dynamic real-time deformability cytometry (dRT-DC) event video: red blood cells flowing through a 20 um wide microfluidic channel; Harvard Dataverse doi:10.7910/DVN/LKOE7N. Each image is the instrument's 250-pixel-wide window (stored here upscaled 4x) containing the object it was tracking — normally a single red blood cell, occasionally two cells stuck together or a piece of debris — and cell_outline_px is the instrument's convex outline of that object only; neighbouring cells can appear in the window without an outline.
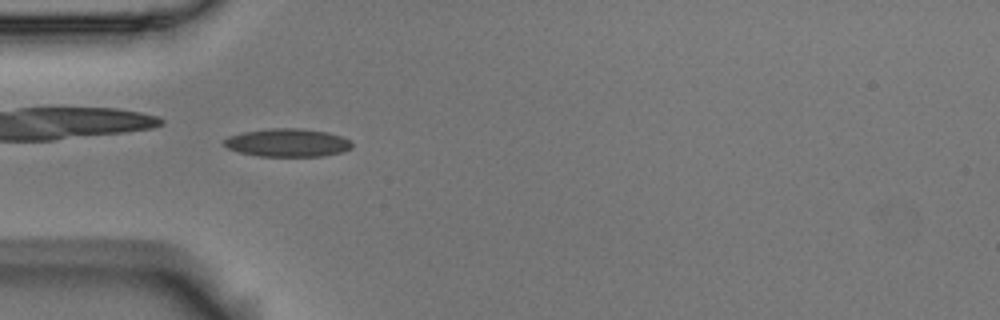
{"species": "Egyptian fruit bat (a non-hibernating species)", "species_latin": "Rousettus aegyptiacus", "temperature_condition": "room temperature", "stored_images_in_passage": 52, "camera_frame_rate_fps": 3000, "um_per_image_px": 0.085, "animal": {"sex": "male"}, "frame": {"image": 1, "passage_image": 13, "time_ms": 4.0, "image_size_px": [1000, 320], "cell_outline_px": [[352, 148], [344, 152], [324, 156], [260, 156], [240, 152], [228, 148], [220, 144], [228, 136], [244, 132], [268, 128], [300, 128], [328, 132], [352, 140]], "centroid_in_image_um": [24.46, 12.13], "position_along_channel_um": 60.5, "area_um2": 21.15}}
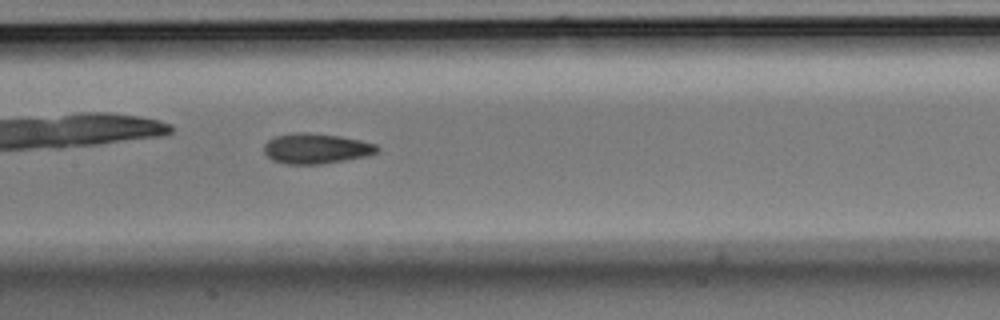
{"frame": {"image": 2, "passage_image": 23, "time_ms": 7.333, "image_size_px": [1000, 320], "cell_outline_px": [[380, 148], [376, 152], [368, 156], [320, 164], [288, 164], [272, 160], [264, 152], [264, 144], [268, 140], [276, 136], [296, 132], [308, 132], [340, 136], [360, 140], [376, 144]], "centroid_in_image_um": [26.87, 12.62], "position_along_channel_um": 180.5, "area_um2": 19.94}}
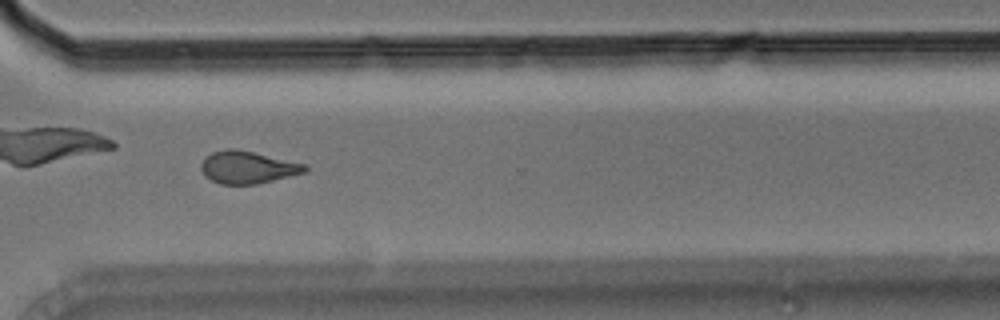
{"frame": {"image": 3, "passage_image": 37, "time_ms": 12.0, "image_size_px": [1000, 320], "cell_outline_px": [[308, 168], [304, 172], [256, 184], [220, 184], [204, 176], [200, 168], [200, 164], [204, 156], [212, 152], [228, 148], [232, 148], [252, 152], [308, 164]], "centroid_in_image_um": [21.0, 14.21], "position_along_channel_um": 349.6, "area_um2": 19.54}, "authors_computed_cell_mechanics": {"area_um2": 19.5364, "velocity_mm_per_s": 3.6296, "shape_relaxation_time_tau1_ms": 8.4704, "shape_relaxation_time_tau2_ms": 3.1377, "deformation_change_tau1": 0.1535, "deformation_change_tau2": 0.0956}}